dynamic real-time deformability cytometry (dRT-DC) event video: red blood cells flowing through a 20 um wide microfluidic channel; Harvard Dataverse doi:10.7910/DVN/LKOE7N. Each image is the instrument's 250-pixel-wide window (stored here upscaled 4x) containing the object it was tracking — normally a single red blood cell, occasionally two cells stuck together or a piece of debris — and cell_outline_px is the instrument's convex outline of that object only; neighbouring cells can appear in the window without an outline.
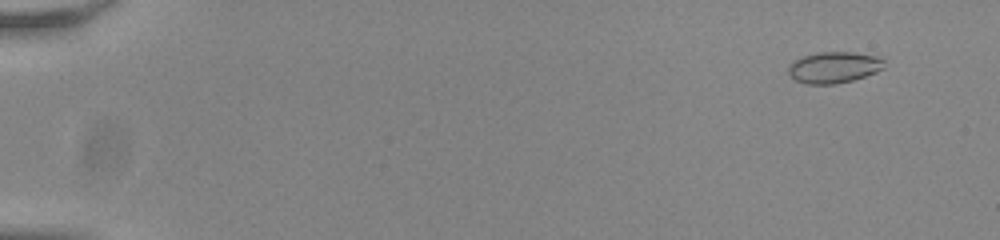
{"species": "common noctule bat (a hibernating species)", "species_latin": "Nyctalus noctula", "temperature_condition": "room temperature", "stored_images_in_passage": 56, "camera_frame_rate_fps": 3000, "um_per_image_px": 0.085, "animal": {"sex": "male", "body_mass_g": 20.0, "forearm_length_mm": 53.3}, "frame": {"image": 1, "passage_image": 5, "time_ms": 1.333, "image_size_px": [1000, 240], "cell_outline_px": [[884, 68], [876, 72], [852, 80], [836, 84], [808, 84], [796, 80], [788, 72], [788, 64], [804, 56], [820, 52], [852, 52], [880, 56], [884, 60]], "centroid_in_image_um": [70.91, 5.72], "position_along_channel_um": 14.1, "area_um2": 17.4}}
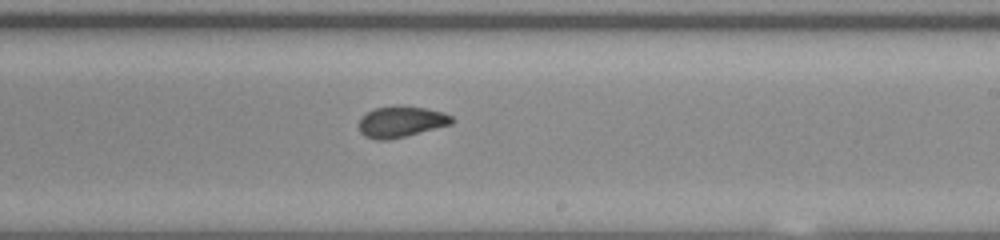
{"frame": {"image": 2, "passage_image": 36, "time_ms": 11.667, "image_size_px": [1000, 240], "cell_outline_px": [[456, 120], [452, 124], [388, 140], [376, 140], [364, 136], [360, 132], [360, 116], [376, 108], [428, 108], [444, 112], [452, 116]], "centroid_in_image_um": [34.12, 10.38], "position_along_channel_um": 254.9, "area_um2": 16.3}}
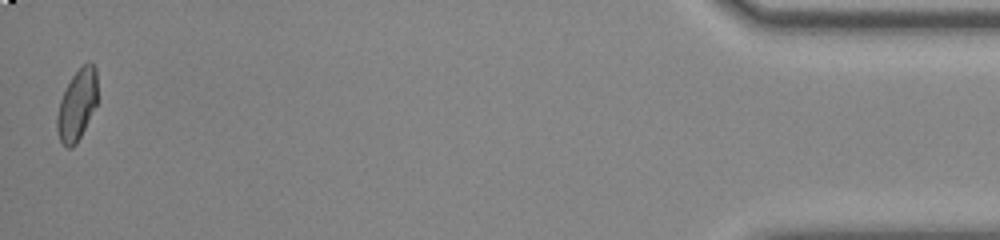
{"frame": {"image": 3, "passage_image": 56, "time_ms": 18.333, "image_size_px": [1000, 240], "cell_outline_px": [[96, 104], [76, 144], [72, 148], [68, 148], [60, 140], [56, 128], [56, 116], [60, 100], [72, 76], [88, 60], [92, 60], [96, 68]], "centroid_in_image_um": [6.53, 8.89], "position_along_channel_um": 428.7, "area_um2": 16.42}, "authors_computed_cell_mechanics": {"area_um2": 17.051, "velocity_mm_per_s": 3.8031, "shape_relaxation_time_tau1_ms": 11.316, "shape_relaxation_time_tau2_ms": 1.0005, "deformation_change_tau1": 0.2706, "deformation_change_tau2": 0.0591}}